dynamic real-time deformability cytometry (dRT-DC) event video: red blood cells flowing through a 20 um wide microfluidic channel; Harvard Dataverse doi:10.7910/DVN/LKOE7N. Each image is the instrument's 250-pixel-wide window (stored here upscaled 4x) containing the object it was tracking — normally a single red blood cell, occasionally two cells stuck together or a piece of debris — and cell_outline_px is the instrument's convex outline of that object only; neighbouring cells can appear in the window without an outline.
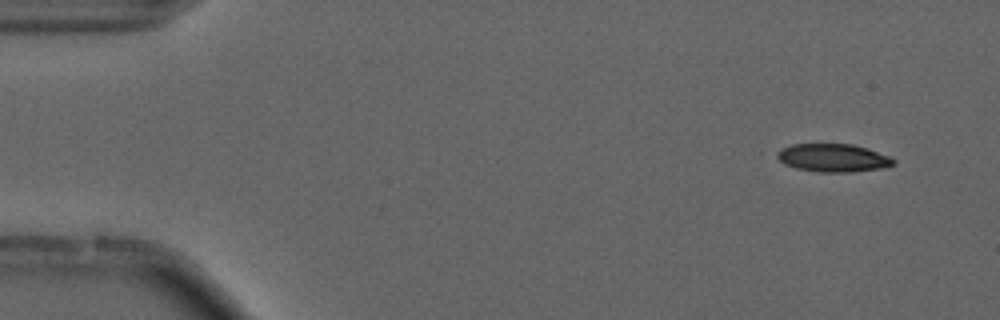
{"species": "common noctule bat (a hibernating species)", "species_latin": "Nyctalus noctula", "temperature_condition": "cold", "stored_images_in_passage": 51, "camera_frame_rate_fps": 3000, "um_per_image_px": 0.085, "animal": {"sex": "male", "forearm_length_mm": 52.5}, "frame": {"image": 1, "passage_image": 1, "time_ms": 0.0, "image_size_px": [1000, 320], "cell_outline_px": [[896, 164], [884, 168], [852, 172], [820, 172], [796, 168], [784, 164], [776, 156], [776, 152], [792, 144], [852, 144], [868, 148], [892, 156], [896, 160]], "centroid_in_image_um": [70.89, 13.42], "position_along_channel_um": 14.1, "area_um2": 19.25}}
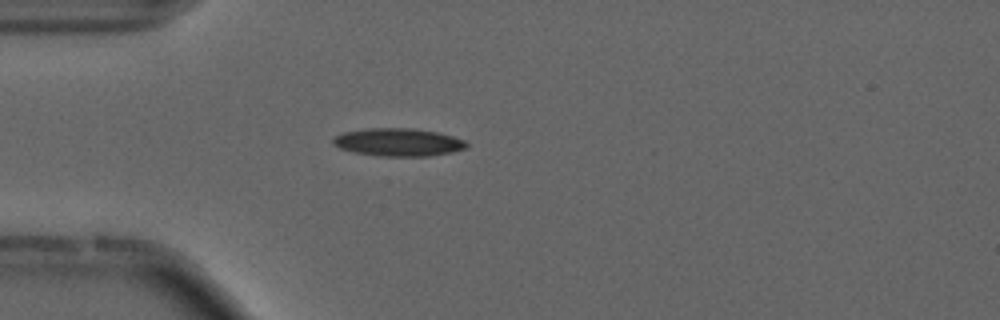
{"frame": {"image": 2, "passage_image": 12, "time_ms": 3.667, "image_size_px": [1000, 320], "cell_outline_px": [[468, 148], [452, 152], [428, 156], [380, 156], [356, 152], [340, 148], [332, 144], [332, 140], [336, 136], [344, 132], [368, 128], [412, 128], [436, 132], [452, 136], [464, 140], [468, 144]], "centroid_in_image_um": [33.87, 12.09], "position_along_channel_um": 51.1, "area_um2": 21.56}}
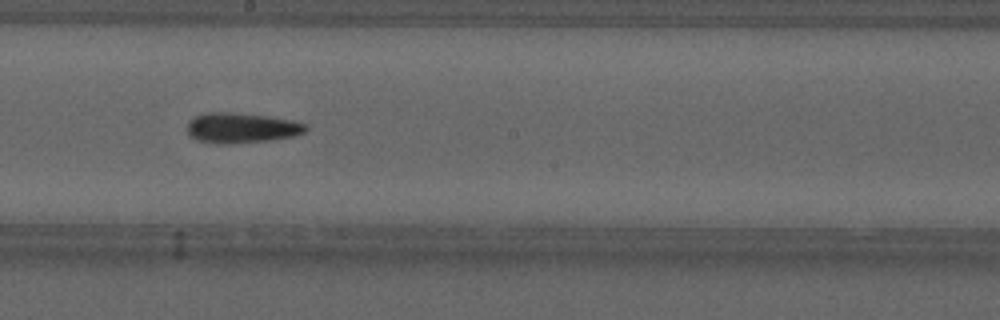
{"frame": {"image": 3, "passage_image": 27, "time_ms": 8.667, "image_size_px": [1000, 320], "cell_outline_px": [[308, 128], [304, 132], [296, 136], [272, 140], [196, 140], [188, 136], [188, 120], [196, 116], [208, 112], [232, 112], [264, 116], [292, 120], [304, 124]], "centroid_in_image_um": [20.55, 10.81], "position_along_channel_um": 227.6, "area_um2": 19.71}, "authors_computed_cell_mechanics": {"area_um2": 19.7098, "velocity_mm_per_s": 3.7298, "shape_relaxation_time_tau1_ms": null, "shape_relaxation_time_tau2_ms": 6.5238, "deformation_change_tau1": null, "deformation_change_tau2": 0.1729}}